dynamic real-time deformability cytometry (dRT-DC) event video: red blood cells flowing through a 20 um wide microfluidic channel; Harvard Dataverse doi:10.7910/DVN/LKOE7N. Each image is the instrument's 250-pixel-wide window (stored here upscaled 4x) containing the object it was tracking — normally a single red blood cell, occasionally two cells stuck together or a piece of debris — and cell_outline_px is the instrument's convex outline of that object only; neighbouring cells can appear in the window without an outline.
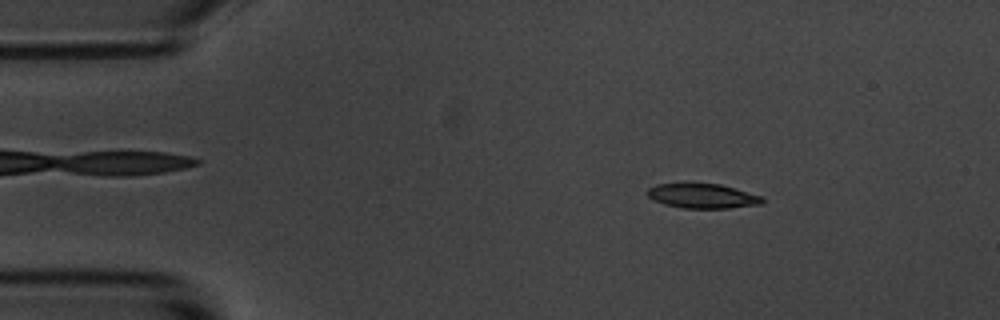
{"species": "common noctule bat (a hibernating species)", "species_latin": "Nyctalus noctula", "temperature_condition": "room temperature", "stored_images_in_passage": 55, "camera_frame_rate_fps": 3000, "um_per_image_px": 0.085, "animal": {"sex": "male", "body_mass_g": 20.1, "forearm_length_mm": 53.5}, "frame": {"image": 1, "passage_image": 8, "time_ms": 2.333, "image_size_px": [1000, 320], "cell_outline_px": [[764, 204], [728, 208], [684, 208], [664, 204], [648, 196], [648, 188], [656, 184], [720, 184], [764, 196]], "centroid_in_image_um": [59.79, 16.66], "position_along_channel_um": 25.2, "area_um2": 16.36}}
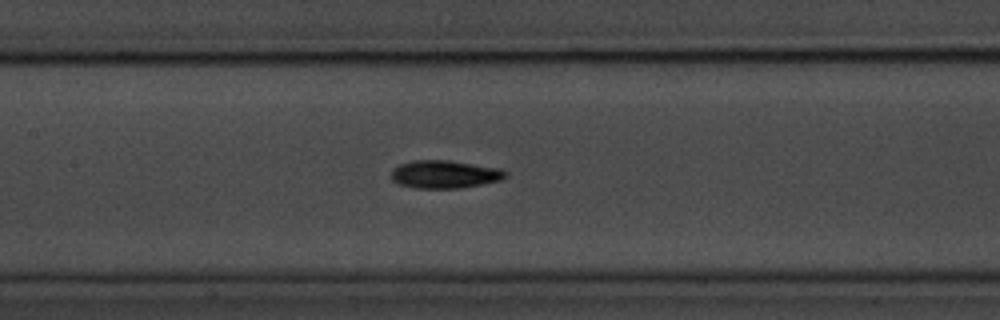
{"frame": {"image": 2, "passage_image": 25, "time_ms": 8.0, "image_size_px": [1000, 320], "cell_outline_px": [[508, 176], [500, 180], [460, 188], [416, 188], [396, 184], [392, 180], [392, 168], [400, 164], [412, 160], [448, 160], [500, 168], [508, 172]], "centroid_in_image_um": [37.78, 14.81], "position_along_channel_um": 169.6, "area_um2": 18.67}}
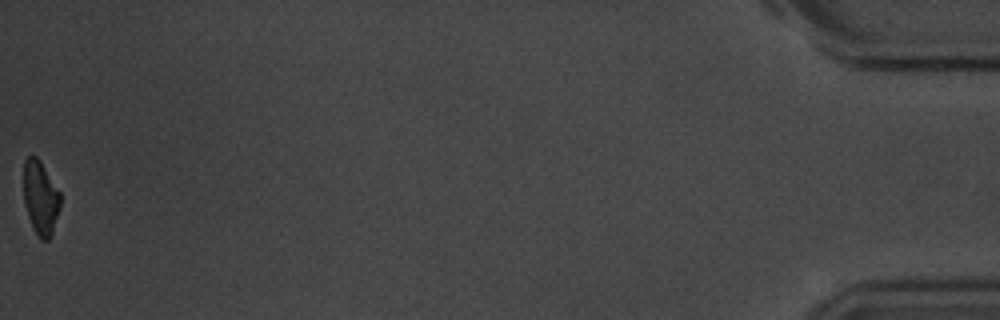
{"frame": {"image": 3, "passage_image": 55, "time_ms": 18.0, "image_size_px": [1000, 320], "cell_outline_px": [[60, 208], [52, 232], [48, 240], [40, 240], [36, 236], [32, 228], [24, 204], [24, 160], [28, 156], [36, 156], [40, 160], [60, 192]], "centroid_in_image_um": [3.44, 16.83], "position_along_channel_um": 431.8, "area_um2": 15.9}, "authors_computed_cell_mechanics": {"area_um2": 17.5712, "velocity_mm_per_s": 3.6228, "shape_relaxation_time_tau1_ms": 2.6074, "shape_relaxation_time_tau2_ms": 8.5439, "deformation_change_tau1": 0.1241, "deformation_change_tau2": 0.1686}}